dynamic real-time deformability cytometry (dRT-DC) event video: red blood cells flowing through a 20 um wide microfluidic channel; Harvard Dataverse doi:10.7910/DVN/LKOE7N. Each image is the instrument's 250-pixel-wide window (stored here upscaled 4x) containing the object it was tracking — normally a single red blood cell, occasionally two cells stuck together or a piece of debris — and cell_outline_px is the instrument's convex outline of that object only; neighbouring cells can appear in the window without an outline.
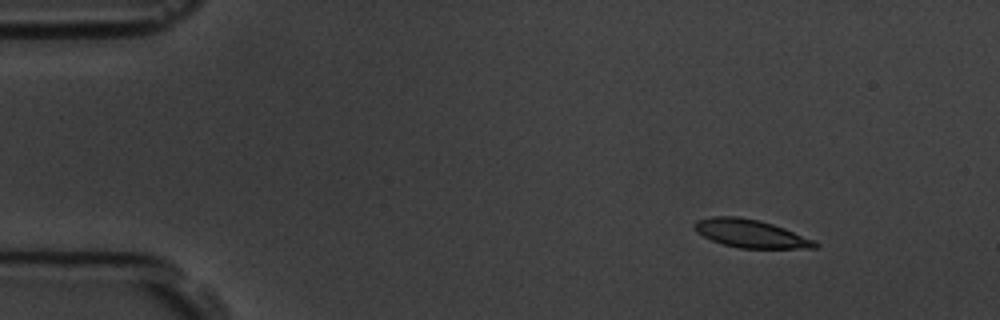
{"species": "common noctule bat (a hibernating species)", "species_latin": "Nyctalus noctula", "temperature_condition": "room temperature", "stored_images_in_passage": 6, "camera_frame_rate_fps": 3000, "um_per_image_px": 0.085, "animal": {"sex": "male", "body_mass_g": 19.5, "forearm_length_mm": 54.6}, "frame": {"image": 1, "passage_image": 2, "time_ms": 1.333, "image_size_px": [1000, 320], "cell_outline_px": [[820, 244], [816, 248], [740, 248], [724, 244], [712, 240], [696, 232], [692, 228], [692, 224], [696, 220], [712, 216], [736, 216], [760, 220], [784, 228], [816, 240]], "centroid_in_image_um": [63.79, 19.84], "position_along_channel_um": 21.2, "area_um2": 19.83}}
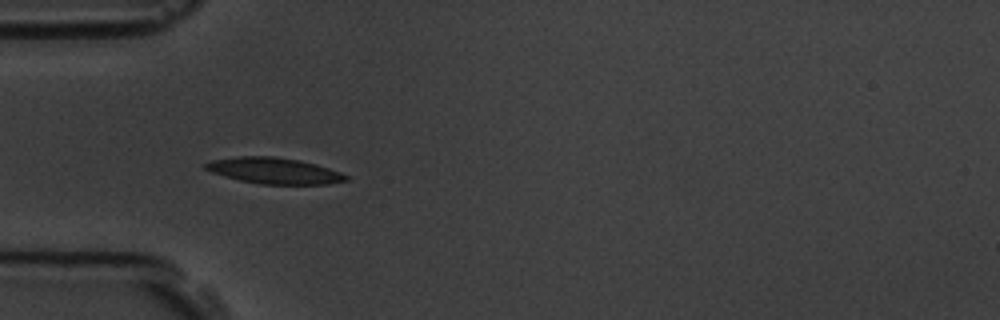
{"frame": {"image": 2, "passage_image": 5, "time_ms": 4.667, "image_size_px": [1000, 320], "cell_outline_px": [[348, 180], [328, 184], [260, 184], [240, 180], [224, 176], [212, 172], [204, 168], [200, 164], [212, 160], [240, 156], [272, 156], [300, 160], [316, 164], [340, 172], [348, 176]], "centroid_in_image_um": [23.27, 14.51], "position_along_channel_um": 61.7, "area_um2": 21.33}}
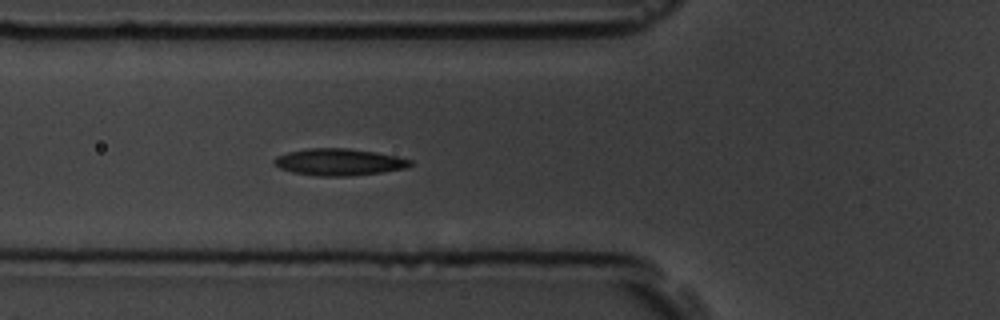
{"frame": {"image": 3, "passage_image": 6, "time_ms": 5.667, "image_size_px": [1000, 320], "cell_outline_px": [[412, 164], [408, 168], [380, 172], [348, 176], [320, 176], [292, 172], [280, 168], [272, 164], [272, 160], [276, 156], [288, 152], [308, 148], [348, 148], [376, 152], [396, 156], [412, 160]], "centroid_in_image_um": [28.79, 13.77], "position_along_channel_um": 97.0, "area_um2": 21.33}}